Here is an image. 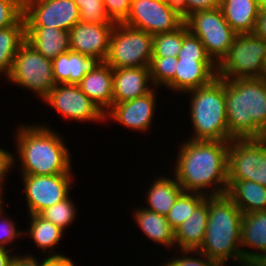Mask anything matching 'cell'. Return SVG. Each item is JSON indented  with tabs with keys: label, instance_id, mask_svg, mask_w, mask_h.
<instances>
[{
	"label": "cell",
	"instance_id": "obj_11",
	"mask_svg": "<svg viewBox=\"0 0 266 266\" xmlns=\"http://www.w3.org/2000/svg\"><path fill=\"white\" fill-rule=\"evenodd\" d=\"M227 162L228 180H248L266 187V139H232Z\"/></svg>",
	"mask_w": 266,
	"mask_h": 266
},
{
	"label": "cell",
	"instance_id": "obj_12",
	"mask_svg": "<svg viewBox=\"0 0 266 266\" xmlns=\"http://www.w3.org/2000/svg\"><path fill=\"white\" fill-rule=\"evenodd\" d=\"M19 175L23 185L27 215L40 214L44 209L66 199L72 192L75 175Z\"/></svg>",
	"mask_w": 266,
	"mask_h": 266
},
{
	"label": "cell",
	"instance_id": "obj_8",
	"mask_svg": "<svg viewBox=\"0 0 266 266\" xmlns=\"http://www.w3.org/2000/svg\"><path fill=\"white\" fill-rule=\"evenodd\" d=\"M266 58V40L252 34H237L228 53L217 64V77L262 78Z\"/></svg>",
	"mask_w": 266,
	"mask_h": 266
},
{
	"label": "cell",
	"instance_id": "obj_42",
	"mask_svg": "<svg viewBox=\"0 0 266 266\" xmlns=\"http://www.w3.org/2000/svg\"><path fill=\"white\" fill-rule=\"evenodd\" d=\"M16 254L17 252L0 247V266H12V261Z\"/></svg>",
	"mask_w": 266,
	"mask_h": 266
},
{
	"label": "cell",
	"instance_id": "obj_28",
	"mask_svg": "<svg viewBox=\"0 0 266 266\" xmlns=\"http://www.w3.org/2000/svg\"><path fill=\"white\" fill-rule=\"evenodd\" d=\"M226 195L243 214L266 210V187L248 180H228Z\"/></svg>",
	"mask_w": 266,
	"mask_h": 266
},
{
	"label": "cell",
	"instance_id": "obj_3",
	"mask_svg": "<svg viewBox=\"0 0 266 266\" xmlns=\"http://www.w3.org/2000/svg\"><path fill=\"white\" fill-rule=\"evenodd\" d=\"M226 116L232 139H260L266 131V80L224 79Z\"/></svg>",
	"mask_w": 266,
	"mask_h": 266
},
{
	"label": "cell",
	"instance_id": "obj_27",
	"mask_svg": "<svg viewBox=\"0 0 266 266\" xmlns=\"http://www.w3.org/2000/svg\"><path fill=\"white\" fill-rule=\"evenodd\" d=\"M26 41L51 60L70 50L69 32L54 27L26 26Z\"/></svg>",
	"mask_w": 266,
	"mask_h": 266
},
{
	"label": "cell",
	"instance_id": "obj_5",
	"mask_svg": "<svg viewBox=\"0 0 266 266\" xmlns=\"http://www.w3.org/2000/svg\"><path fill=\"white\" fill-rule=\"evenodd\" d=\"M189 120L191 134L186 139L197 141H231L226 116L224 79L216 77L210 84L190 90Z\"/></svg>",
	"mask_w": 266,
	"mask_h": 266
},
{
	"label": "cell",
	"instance_id": "obj_4",
	"mask_svg": "<svg viewBox=\"0 0 266 266\" xmlns=\"http://www.w3.org/2000/svg\"><path fill=\"white\" fill-rule=\"evenodd\" d=\"M242 219V211L227 195L208 197V225L197 251L222 266H248L240 247Z\"/></svg>",
	"mask_w": 266,
	"mask_h": 266
},
{
	"label": "cell",
	"instance_id": "obj_46",
	"mask_svg": "<svg viewBox=\"0 0 266 266\" xmlns=\"http://www.w3.org/2000/svg\"><path fill=\"white\" fill-rule=\"evenodd\" d=\"M259 10L266 12V0H258Z\"/></svg>",
	"mask_w": 266,
	"mask_h": 266
},
{
	"label": "cell",
	"instance_id": "obj_1",
	"mask_svg": "<svg viewBox=\"0 0 266 266\" xmlns=\"http://www.w3.org/2000/svg\"><path fill=\"white\" fill-rule=\"evenodd\" d=\"M183 140L170 169L183 191L207 197L226 195L229 141Z\"/></svg>",
	"mask_w": 266,
	"mask_h": 266
},
{
	"label": "cell",
	"instance_id": "obj_23",
	"mask_svg": "<svg viewBox=\"0 0 266 266\" xmlns=\"http://www.w3.org/2000/svg\"><path fill=\"white\" fill-rule=\"evenodd\" d=\"M28 217L27 224L29 228L23 229V237L33 240L35 247L38 250L40 249L39 252L44 253L45 257L46 255L49 258L66 257L64 254L56 253L58 251L55 249L58 248L57 245L62 241L65 231L52 222L45 220L39 214L28 215Z\"/></svg>",
	"mask_w": 266,
	"mask_h": 266
},
{
	"label": "cell",
	"instance_id": "obj_45",
	"mask_svg": "<svg viewBox=\"0 0 266 266\" xmlns=\"http://www.w3.org/2000/svg\"><path fill=\"white\" fill-rule=\"evenodd\" d=\"M250 266H266V253L262 254Z\"/></svg>",
	"mask_w": 266,
	"mask_h": 266
},
{
	"label": "cell",
	"instance_id": "obj_29",
	"mask_svg": "<svg viewBox=\"0 0 266 266\" xmlns=\"http://www.w3.org/2000/svg\"><path fill=\"white\" fill-rule=\"evenodd\" d=\"M26 41V24L22 17L15 25L0 29V78L11 72L14 57Z\"/></svg>",
	"mask_w": 266,
	"mask_h": 266
},
{
	"label": "cell",
	"instance_id": "obj_15",
	"mask_svg": "<svg viewBox=\"0 0 266 266\" xmlns=\"http://www.w3.org/2000/svg\"><path fill=\"white\" fill-rule=\"evenodd\" d=\"M122 23L154 36L178 29L184 20L164 0H131L129 14Z\"/></svg>",
	"mask_w": 266,
	"mask_h": 266
},
{
	"label": "cell",
	"instance_id": "obj_32",
	"mask_svg": "<svg viewBox=\"0 0 266 266\" xmlns=\"http://www.w3.org/2000/svg\"><path fill=\"white\" fill-rule=\"evenodd\" d=\"M177 63V57H152L149 69L155 88H167L174 93V76Z\"/></svg>",
	"mask_w": 266,
	"mask_h": 266
},
{
	"label": "cell",
	"instance_id": "obj_9",
	"mask_svg": "<svg viewBox=\"0 0 266 266\" xmlns=\"http://www.w3.org/2000/svg\"><path fill=\"white\" fill-rule=\"evenodd\" d=\"M153 36L143 30L116 23L113 27L105 63L113 69L149 67Z\"/></svg>",
	"mask_w": 266,
	"mask_h": 266
},
{
	"label": "cell",
	"instance_id": "obj_14",
	"mask_svg": "<svg viewBox=\"0 0 266 266\" xmlns=\"http://www.w3.org/2000/svg\"><path fill=\"white\" fill-rule=\"evenodd\" d=\"M23 17L26 26L69 32L80 21V10L73 0H23Z\"/></svg>",
	"mask_w": 266,
	"mask_h": 266
},
{
	"label": "cell",
	"instance_id": "obj_17",
	"mask_svg": "<svg viewBox=\"0 0 266 266\" xmlns=\"http://www.w3.org/2000/svg\"><path fill=\"white\" fill-rule=\"evenodd\" d=\"M115 24H95L79 21L69 31L70 50L88 57L98 58L104 62Z\"/></svg>",
	"mask_w": 266,
	"mask_h": 266
},
{
	"label": "cell",
	"instance_id": "obj_34",
	"mask_svg": "<svg viewBox=\"0 0 266 266\" xmlns=\"http://www.w3.org/2000/svg\"><path fill=\"white\" fill-rule=\"evenodd\" d=\"M176 251L177 253H174L175 255L171 252L172 256L166 259L167 261L163 259L164 261L160 262L161 265L157 263V266H222L219 262L209 259L197 250Z\"/></svg>",
	"mask_w": 266,
	"mask_h": 266
},
{
	"label": "cell",
	"instance_id": "obj_10",
	"mask_svg": "<svg viewBox=\"0 0 266 266\" xmlns=\"http://www.w3.org/2000/svg\"><path fill=\"white\" fill-rule=\"evenodd\" d=\"M184 22L189 31L199 38L216 64L228 53L237 36L219 7L193 13Z\"/></svg>",
	"mask_w": 266,
	"mask_h": 266
},
{
	"label": "cell",
	"instance_id": "obj_35",
	"mask_svg": "<svg viewBox=\"0 0 266 266\" xmlns=\"http://www.w3.org/2000/svg\"><path fill=\"white\" fill-rule=\"evenodd\" d=\"M184 21L193 13L219 7L220 0H164Z\"/></svg>",
	"mask_w": 266,
	"mask_h": 266
},
{
	"label": "cell",
	"instance_id": "obj_36",
	"mask_svg": "<svg viewBox=\"0 0 266 266\" xmlns=\"http://www.w3.org/2000/svg\"><path fill=\"white\" fill-rule=\"evenodd\" d=\"M80 10V21L86 23H115L107 15L103 0H73Z\"/></svg>",
	"mask_w": 266,
	"mask_h": 266
},
{
	"label": "cell",
	"instance_id": "obj_16",
	"mask_svg": "<svg viewBox=\"0 0 266 266\" xmlns=\"http://www.w3.org/2000/svg\"><path fill=\"white\" fill-rule=\"evenodd\" d=\"M157 90V91H156ZM155 88L150 93L123 103L113 104L105 113V122L113 121L125 128L147 133L153 129L156 117L157 92Z\"/></svg>",
	"mask_w": 266,
	"mask_h": 266
},
{
	"label": "cell",
	"instance_id": "obj_22",
	"mask_svg": "<svg viewBox=\"0 0 266 266\" xmlns=\"http://www.w3.org/2000/svg\"><path fill=\"white\" fill-rule=\"evenodd\" d=\"M78 86L104 113L111 108L113 101V68L110 65L101 62L82 78Z\"/></svg>",
	"mask_w": 266,
	"mask_h": 266
},
{
	"label": "cell",
	"instance_id": "obj_40",
	"mask_svg": "<svg viewBox=\"0 0 266 266\" xmlns=\"http://www.w3.org/2000/svg\"><path fill=\"white\" fill-rule=\"evenodd\" d=\"M13 168V152L8 151L5 148H0V199H4V193L7 189L5 182L7 177L11 173Z\"/></svg>",
	"mask_w": 266,
	"mask_h": 266
},
{
	"label": "cell",
	"instance_id": "obj_30",
	"mask_svg": "<svg viewBox=\"0 0 266 266\" xmlns=\"http://www.w3.org/2000/svg\"><path fill=\"white\" fill-rule=\"evenodd\" d=\"M206 197V195L201 193L183 191L166 214V219L171 228L175 231Z\"/></svg>",
	"mask_w": 266,
	"mask_h": 266
},
{
	"label": "cell",
	"instance_id": "obj_6",
	"mask_svg": "<svg viewBox=\"0 0 266 266\" xmlns=\"http://www.w3.org/2000/svg\"><path fill=\"white\" fill-rule=\"evenodd\" d=\"M174 76V93L210 84L217 77V64L207 54L199 38L190 31L184 36Z\"/></svg>",
	"mask_w": 266,
	"mask_h": 266
},
{
	"label": "cell",
	"instance_id": "obj_31",
	"mask_svg": "<svg viewBox=\"0 0 266 266\" xmlns=\"http://www.w3.org/2000/svg\"><path fill=\"white\" fill-rule=\"evenodd\" d=\"M189 32L184 22L178 29L153 36L152 57H177L183 38Z\"/></svg>",
	"mask_w": 266,
	"mask_h": 266
},
{
	"label": "cell",
	"instance_id": "obj_26",
	"mask_svg": "<svg viewBox=\"0 0 266 266\" xmlns=\"http://www.w3.org/2000/svg\"><path fill=\"white\" fill-rule=\"evenodd\" d=\"M219 8L237 34L255 32L260 13L258 0H220Z\"/></svg>",
	"mask_w": 266,
	"mask_h": 266
},
{
	"label": "cell",
	"instance_id": "obj_2",
	"mask_svg": "<svg viewBox=\"0 0 266 266\" xmlns=\"http://www.w3.org/2000/svg\"><path fill=\"white\" fill-rule=\"evenodd\" d=\"M44 124L24 122L15 127L13 143L17 152H13V168L17 167L20 175L72 173L73 157L64 136Z\"/></svg>",
	"mask_w": 266,
	"mask_h": 266
},
{
	"label": "cell",
	"instance_id": "obj_7",
	"mask_svg": "<svg viewBox=\"0 0 266 266\" xmlns=\"http://www.w3.org/2000/svg\"><path fill=\"white\" fill-rule=\"evenodd\" d=\"M5 79L6 84L9 82L22 90L33 92L40 101H43L56 85L52 60L45 58L27 41L20 46L11 72Z\"/></svg>",
	"mask_w": 266,
	"mask_h": 266
},
{
	"label": "cell",
	"instance_id": "obj_48",
	"mask_svg": "<svg viewBox=\"0 0 266 266\" xmlns=\"http://www.w3.org/2000/svg\"><path fill=\"white\" fill-rule=\"evenodd\" d=\"M264 139H266V131L263 133V137Z\"/></svg>",
	"mask_w": 266,
	"mask_h": 266
},
{
	"label": "cell",
	"instance_id": "obj_33",
	"mask_svg": "<svg viewBox=\"0 0 266 266\" xmlns=\"http://www.w3.org/2000/svg\"><path fill=\"white\" fill-rule=\"evenodd\" d=\"M70 197L71 194L66 199L44 209L39 215L66 231L65 229L76 221L78 214L77 206Z\"/></svg>",
	"mask_w": 266,
	"mask_h": 266
},
{
	"label": "cell",
	"instance_id": "obj_47",
	"mask_svg": "<svg viewBox=\"0 0 266 266\" xmlns=\"http://www.w3.org/2000/svg\"><path fill=\"white\" fill-rule=\"evenodd\" d=\"M262 78L266 80V58H265V62H264V70H263Z\"/></svg>",
	"mask_w": 266,
	"mask_h": 266
},
{
	"label": "cell",
	"instance_id": "obj_44",
	"mask_svg": "<svg viewBox=\"0 0 266 266\" xmlns=\"http://www.w3.org/2000/svg\"><path fill=\"white\" fill-rule=\"evenodd\" d=\"M44 266H77L68 256L62 258H50Z\"/></svg>",
	"mask_w": 266,
	"mask_h": 266
},
{
	"label": "cell",
	"instance_id": "obj_21",
	"mask_svg": "<svg viewBox=\"0 0 266 266\" xmlns=\"http://www.w3.org/2000/svg\"><path fill=\"white\" fill-rule=\"evenodd\" d=\"M102 61L78 52L68 50L52 59L53 77L56 84H78L90 71Z\"/></svg>",
	"mask_w": 266,
	"mask_h": 266
},
{
	"label": "cell",
	"instance_id": "obj_38",
	"mask_svg": "<svg viewBox=\"0 0 266 266\" xmlns=\"http://www.w3.org/2000/svg\"><path fill=\"white\" fill-rule=\"evenodd\" d=\"M23 17V0H0V29L15 25Z\"/></svg>",
	"mask_w": 266,
	"mask_h": 266
},
{
	"label": "cell",
	"instance_id": "obj_37",
	"mask_svg": "<svg viewBox=\"0 0 266 266\" xmlns=\"http://www.w3.org/2000/svg\"><path fill=\"white\" fill-rule=\"evenodd\" d=\"M5 201L6 200L4 199H0V247L14 250L16 246L14 242L17 240L16 238H23L24 231L22 228L18 229V225H16L17 223L14 222L15 220H12L13 217L8 216L7 211L5 212ZM9 244L10 246H8Z\"/></svg>",
	"mask_w": 266,
	"mask_h": 266
},
{
	"label": "cell",
	"instance_id": "obj_39",
	"mask_svg": "<svg viewBox=\"0 0 266 266\" xmlns=\"http://www.w3.org/2000/svg\"><path fill=\"white\" fill-rule=\"evenodd\" d=\"M107 15L115 23H122L128 16L131 0H103Z\"/></svg>",
	"mask_w": 266,
	"mask_h": 266
},
{
	"label": "cell",
	"instance_id": "obj_43",
	"mask_svg": "<svg viewBox=\"0 0 266 266\" xmlns=\"http://www.w3.org/2000/svg\"><path fill=\"white\" fill-rule=\"evenodd\" d=\"M254 33L266 40V12L260 11Z\"/></svg>",
	"mask_w": 266,
	"mask_h": 266
},
{
	"label": "cell",
	"instance_id": "obj_19",
	"mask_svg": "<svg viewBox=\"0 0 266 266\" xmlns=\"http://www.w3.org/2000/svg\"><path fill=\"white\" fill-rule=\"evenodd\" d=\"M240 235L242 257L250 266L266 253V210L243 214Z\"/></svg>",
	"mask_w": 266,
	"mask_h": 266
},
{
	"label": "cell",
	"instance_id": "obj_24",
	"mask_svg": "<svg viewBox=\"0 0 266 266\" xmlns=\"http://www.w3.org/2000/svg\"><path fill=\"white\" fill-rule=\"evenodd\" d=\"M154 176L152 184L146 187L145 196L146 206L144 208L155 213L165 215L170 211L178 196L183 192L182 187L177 182L175 175L171 172ZM167 176V177H166Z\"/></svg>",
	"mask_w": 266,
	"mask_h": 266
},
{
	"label": "cell",
	"instance_id": "obj_41",
	"mask_svg": "<svg viewBox=\"0 0 266 266\" xmlns=\"http://www.w3.org/2000/svg\"><path fill=\"white\" fill-rule=\"evenodd\" d=\"M19 253V254H18ZM15 255L12 266H44V264L50 259L49 257H42L39 261L37 256L30 254L31 252H26L25 254L21 255L20 252Z\"/></svg>",
	"mask_w": 266,
	"mask_h": 266
},
{
	"label": "cell",
	"instance_id": "obj_20",
	"mask_svg": "<svg viewBox=\"0 0 266 266\" xmlns=\"http://www.w3.org/2000/svg\"><path fill=\"white\" fill-rule=\"evenodd\" d=\"M132 217L135 225L144 234V237L153 241L159 246L164 247V250L169 252L175 249V231L171 228L165 215H161L150 211L143 206L133 208Z\"/></svg>",
	"mask_w": 266,
	"mask_h": 266
},
{
	"label": "cell",
	"instance_id": "obj_13",
	"mask_svg": "<svg viewBox=\"0 0 266 266\" xmlns=\"http://www.w3.org/2000/svg\"><path fill=\"white\" fill-rule=\"evenodd\" d=\"M42 102L70 122L106 123L105 113L87 97L78 84H56Z\"/></svg>",
	"mask_w": 266,
	"mask_h": 266
},
{
	"label": "cell",
	"instance_id": "obj_18",
	"mask_svg": "<svg viewBox=\"0 0 266 266\" xmlns=\"http://www.w3.org/2000/svg\"><path fill=\"white\" fill-rule=\"evenodd\" d=\"M155 89L149 67L113 69V104L144 96Z\"/></svg>",
	"mask_w": 266,
	"mask_h": 266
},
{
	"label": "cell",
	"instance_id": "obj_25",
	"mask_svg": "<svg viewBox=\"0 0 266 266\" xmlns=\"http://www.w3.org/2000/svg\"><path fill=\"white\" fill-rule=\"evenodd\" d=\"M208 225V197L175 230V250H198Z\"/></svg>",
	"mask_w": 266,
	"mask_h": 266
}]
</instances>
